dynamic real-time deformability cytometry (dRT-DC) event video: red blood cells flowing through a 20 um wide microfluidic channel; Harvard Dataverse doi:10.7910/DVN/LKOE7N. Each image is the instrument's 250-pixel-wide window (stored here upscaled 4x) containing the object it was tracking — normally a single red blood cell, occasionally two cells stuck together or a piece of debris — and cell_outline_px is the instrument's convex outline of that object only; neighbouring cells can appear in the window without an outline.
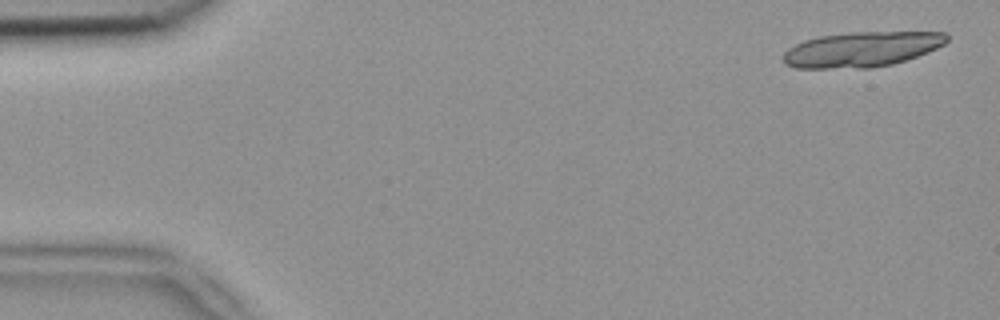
{"species": "common noctule bat (a hibernating species)", "species_latin": "Nyctalus noctula", "temperature_condition": "room temperature", "stored_images_in_passage": 6, "camera_frame_rate_fps": 3000, "um_per_image_px": 0.085, "animal": {"sex": "female", "body_mass_g": 18.4}, "frame": {"image": 1, "passage_image": 1, "time_ms": 0.0, "image_size_px": [1000, 320], "cell_outline_px": [[948, 40], [944, 44], [928, 52], [892, 64], [872, 68], [796, 68], [784, 64], [784, 52], [788, 48], [804, 40], [820, 36], [852, 32], [944, 32], [948, 36]], "centroid_in_image_um": [73.23, 4.19], "position_along_channel_um": 11.8, "area_um2": 33.41}}